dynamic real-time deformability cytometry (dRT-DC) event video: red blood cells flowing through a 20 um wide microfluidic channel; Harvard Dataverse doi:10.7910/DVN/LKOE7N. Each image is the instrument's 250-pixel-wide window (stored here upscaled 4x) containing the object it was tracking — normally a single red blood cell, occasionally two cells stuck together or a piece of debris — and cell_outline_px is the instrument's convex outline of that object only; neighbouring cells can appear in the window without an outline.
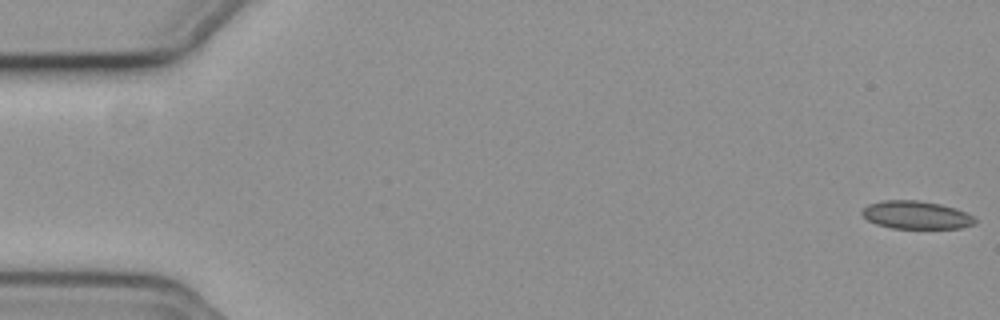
{"species": "common noctule bat (a hibernating species)", "species_latin": "Nyctalus noctula", "temperature_condition": "cold", "stored_images_in_passage": 11, "camera_frame_rate_fps": 3000, "um_per_image_px": 0.085, "animal": {"sex": "female", "body_mass_g": 19.3, "forearm_length_mm": 54.1}, "frame": {"image": 1, "passage_image": 1, "time_ms": 0.0, "image_size_px": [1000, 320], "cell_outline_px": [[976, 224], [960, 228], [892, 228], [876, 224], [868, 220], [860, 212], [868, 204], [884, 200], [916, 200], [940, 204], [956, 208], [972, 216], [976, 220]], "centroid_in_image_um": [77.87, 18.27], "position_along_channel_um": 7.1, "area_um2": 18.32}}